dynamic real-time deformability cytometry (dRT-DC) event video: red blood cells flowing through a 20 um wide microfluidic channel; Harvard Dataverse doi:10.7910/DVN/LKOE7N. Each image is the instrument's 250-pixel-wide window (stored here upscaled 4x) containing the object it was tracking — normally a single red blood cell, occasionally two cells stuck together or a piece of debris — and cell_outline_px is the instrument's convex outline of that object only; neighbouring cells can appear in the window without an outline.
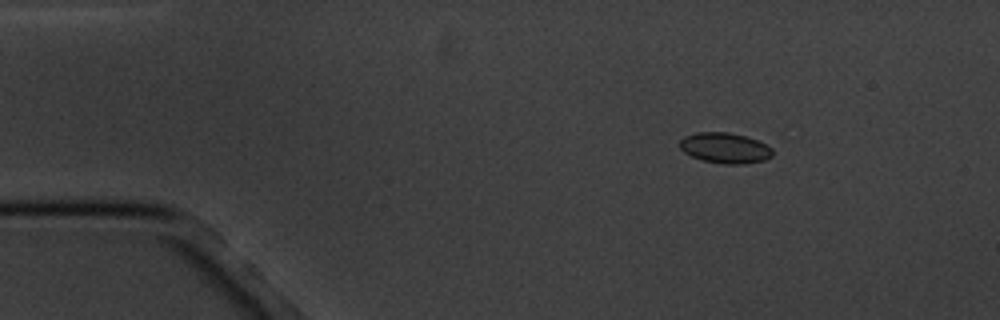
{"species": "common noctule bat (a hibernating species)", "species_latin": "Nyctalus noctula", "temperature_condition": "cold", "stored_images_in_passage": 8, "camera_frame_rate_fps": 3000, "um_per_image_px": 0.085, "animal": {"sex": "male", "body_mass_g": 20.1, "forearm_length_mm": 53.5}, "frame": {"image": 1, "passage_image": 2, "time_ms": 1.333, "image_size_px": [1000, 320], "cell_outline_px": [[772, 156], [764, 160], [744, 164], [724, 164], [700, 160], [684, 152], [680, 148], [680, 140], [684, 136], [696, 132], [728, 132], [744, 136], [756, 140], [772, 148]], "centroid_in_image_um": [61.59, 12.58], "position_along_channel_um": 23.4, "area_um2": 16.47}}
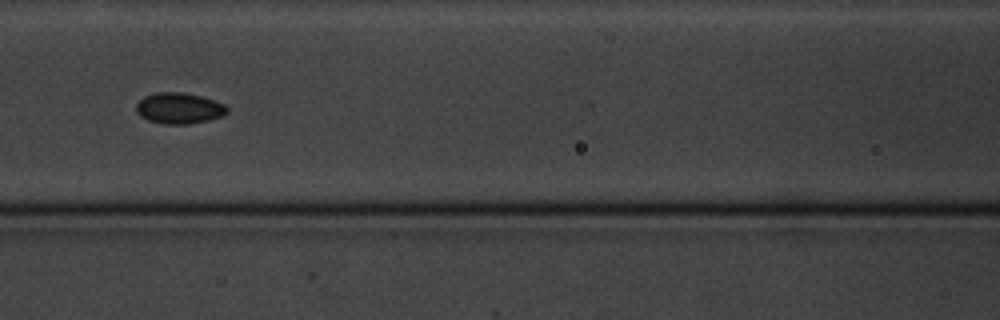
{"frame": {"image": 2, "passage_image": 6, "time_ms": 7.0, "image_size_px": [1000, 320], "cell_outline_px": [[228, 112], [224, 116], [208, 120], [188, 124], [164, 124], [148, 120], [140, 116], [136, 112], [136, 104], [144, 96], [156, 92], [184, 92], [200, 96], [224, 104], [228, 108]], "centroid_in_image_um": [15.22, 9.2], "position_along_channel_um": 151.4, "area_um2": 16.47}}
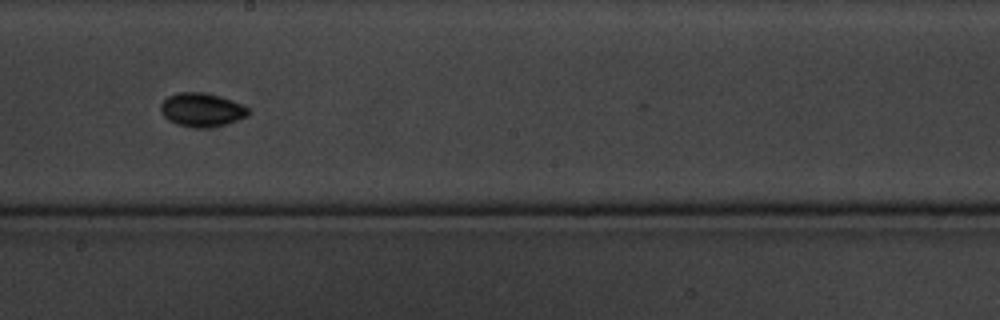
{"frame": {"image": 3, "passage_image": 8, "time_ms": 9.333, "image_size_px": [1000, 320], "cell_outline_px": [[248, 116], [228, 124], [208, 128], [196, 128], [176, 124], [168, 120], [160, 112], [160, 104], [168, 96], [180, 92], [200, 92], [220, 96], [232, 100], [248, 108]], "centroid_in_image_um": [17.13, 9.35], "position_along_channel_um": 231.1, "area_um2": 17.28}}